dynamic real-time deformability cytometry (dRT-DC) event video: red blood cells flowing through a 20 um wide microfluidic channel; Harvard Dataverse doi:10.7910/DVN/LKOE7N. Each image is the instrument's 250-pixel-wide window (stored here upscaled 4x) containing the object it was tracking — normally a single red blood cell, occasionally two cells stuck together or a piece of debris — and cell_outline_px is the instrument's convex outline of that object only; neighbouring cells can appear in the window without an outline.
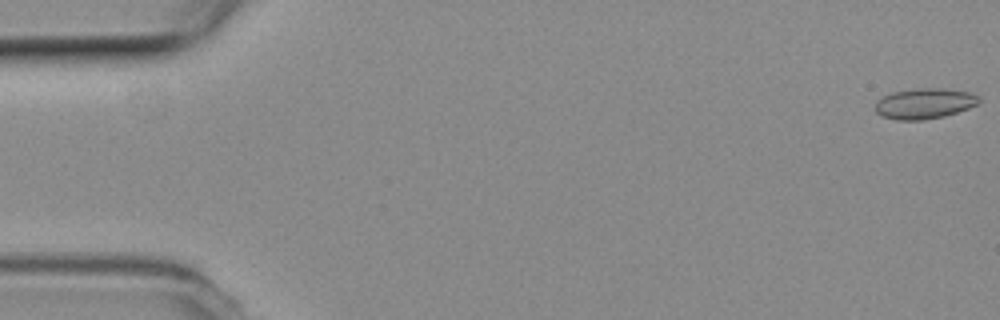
{"species": "common noctule bat (a hibernating species)", "species_latin": "Nyctalus noctula", "temperature_condition": "room temperature", "stored_images_in_passage": 52, "camera_frame_rate_fps": 3000, "um_per_image_px": 0.085, "animal": {"sex": "female", "body_mass_g": 19.3, "forearm_length_mm": 54.1}, "frame": {"image": 1, "passage_image": 1, "time_ms": 0.0, "image_size_px": [1000, 320], "cell_outline_px": [[980, 100], [976, 104], [968, 108], [944, 116], [924, 120], [896, 120], [880, 116], [876, 112], [876, 100], [892, 92], [920, 88], [944, 88], [968, 92], [980, 96]], "centroid_in_image_um": [78.56, 8.8], "position_along_channel_um": 6.4, "area_um2": 18.44}}
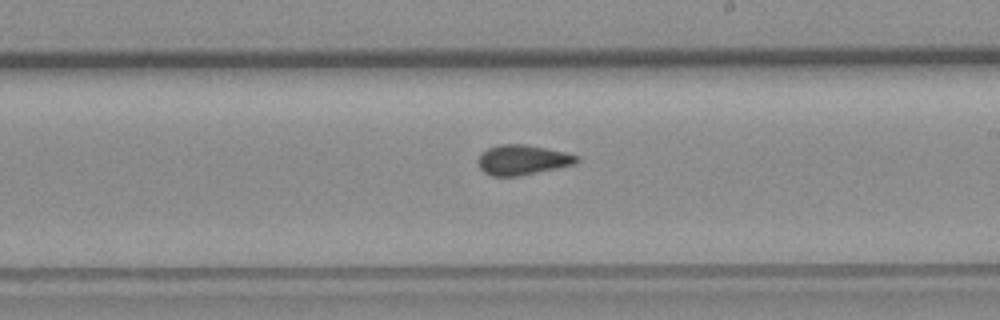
{"frame": {"image": 2, "passage_image": 31, "time_ms": 10.0, "image_size_px": [1000, 320], "cell_outline_px": [[580, 160], [572, 164], [556, 168], [520, 176], [492, 176], [484, 172], [476, 164], [476, 160], [480, 152], [488, 148], [500, 144], [524, 144], [564, 152], [580, 156]], "centroid_in_image_um": [44.34, 13.59], "position_along_channel_um": 244.7, "area_um2": 17.28}}
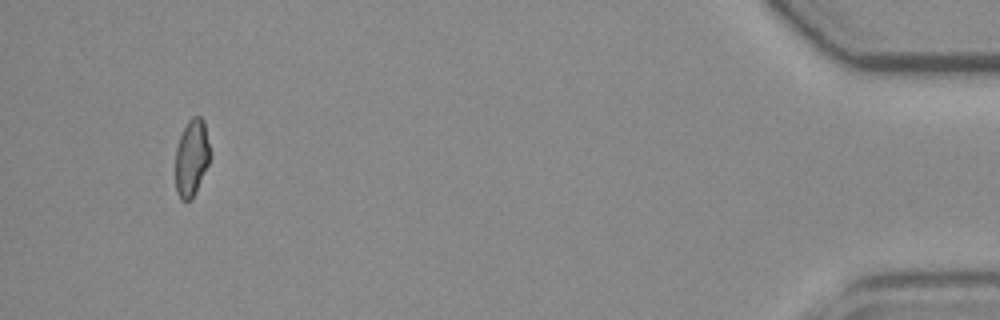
{"frame": {"image": 3, "passage_image": 51, "time_ms": 16.667, "image_size_px": [1000, 320], "cell_outline_px": [[208, 164], [192, 200], [180, 200], [176, 192], [176, 148], [180, 136], [188, 120], [192, 116], [200, 116], [204, 120], [208, 144]], "centroid_in_image_um": [16.26, 13.42], "position_along_channel_um": 418.9, "area_um2": 15.2}, "authors_computed_cell_mechanics": {"area_um2": 17.1955, "velocity_mm_per_s": 3.8384, "shape_relaxation_time_tau1_ms": null, "shape_relaxation_time_tau2_ms": 2.1125, "deformation_change_tau1": null, "deformation_change_tau2": 0.0705}}